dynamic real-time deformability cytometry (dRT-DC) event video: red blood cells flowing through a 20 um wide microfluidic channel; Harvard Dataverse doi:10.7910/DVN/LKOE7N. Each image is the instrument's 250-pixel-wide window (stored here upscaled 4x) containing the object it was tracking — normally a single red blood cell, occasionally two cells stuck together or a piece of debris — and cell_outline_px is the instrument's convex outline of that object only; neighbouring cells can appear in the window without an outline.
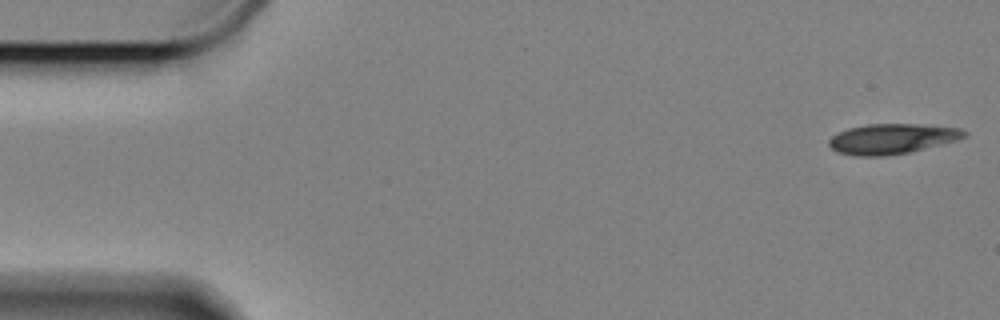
{"species": "Egyptian fruit bat (a non-hibernating species)", "species_latin": "Rousettus aegyptiacus", "temperature_condition": "cold", "stored_images_in_passage": 58, "camera_frame_rate_fps": 3000, "um_per_image_px": 0.085, "animal": {"sex": "female"}, "frame": {"image": 1, "passage_image": 1, "time_ms": 0.0, "image_size_px": [1000, 320], "cell_outline_px": [[968, 136], [956, 140], [908, 152], [884, 156], [856, 156], [836, 152], [828, 144], [828, 140], [836, 132], [848, 128], [868, 124], [924, 124], [960, 128], [968, 132]], "centroid_in_image_um": [75.8, 11.79], "position_along_channel_um": 9.2, "area_um2": 23.87}}
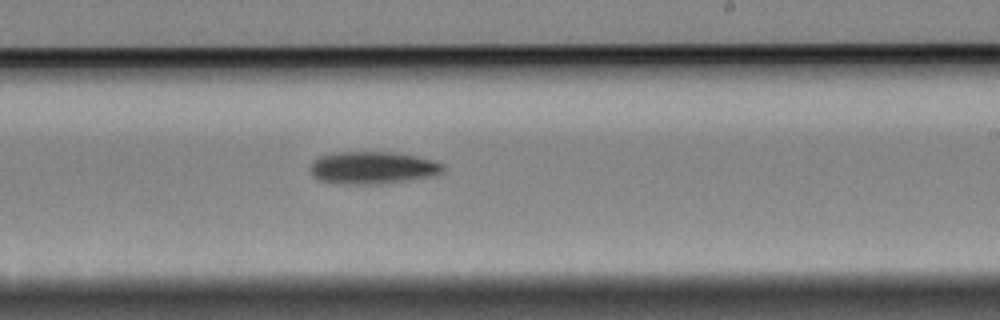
{"frame": {"image": 2, "passage_image": 34, "time_ms": 11.0, "image_size_px": [1000, 320], "cell_outline_px": [[444, 172], [432, 176], [380, 184], [336, 184], [320, 180], [312, 172], [312, 164], [320, 156], [340, 152], [388, 152], [416, 156], [432, 160], [444, 164]], "centroid_in_image_um": [31.72, 14.27], "position_along_channel_um": 257.3, "area_um2": 24.74}}
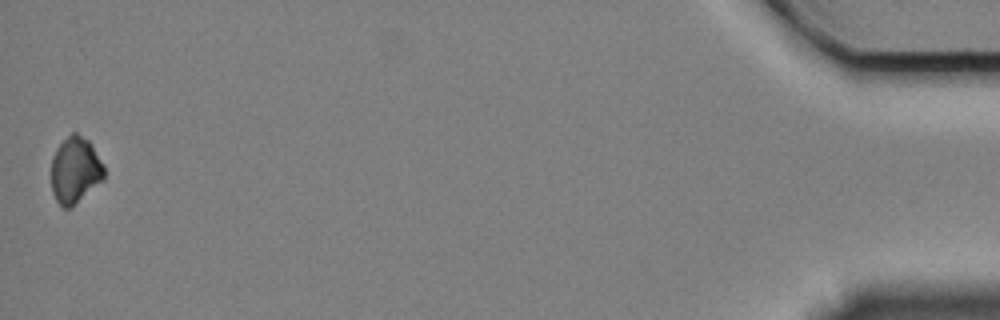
{"frame": {"image": 3, "passage_image": 58, "time_ms": 19.0, "image_size_px": [1000, 320], "cell_outline_px": [[104, 180], [68, 208], [64, 208], [56, 200], [52, 192], [52, 156], [56, 148], [72, 132], [76, 132], [88, 140], [92, 144], [104, 164]], "centroid_in_image_um": [6.4, 14.43], "position_along_channel_um": 428.8, "area_um2": 20.29}, "authors_computed_cell_mechanics": {"area_um2": 23.9003, "velocity_mm_per_s": 3.3105, "shape_relaxation_time_tau1_ms": 2.963, "shape_relaxation_time_tau2_ms": null, "deformation_change_tau1": 0.0949, "deformation_change_tau2": null}}